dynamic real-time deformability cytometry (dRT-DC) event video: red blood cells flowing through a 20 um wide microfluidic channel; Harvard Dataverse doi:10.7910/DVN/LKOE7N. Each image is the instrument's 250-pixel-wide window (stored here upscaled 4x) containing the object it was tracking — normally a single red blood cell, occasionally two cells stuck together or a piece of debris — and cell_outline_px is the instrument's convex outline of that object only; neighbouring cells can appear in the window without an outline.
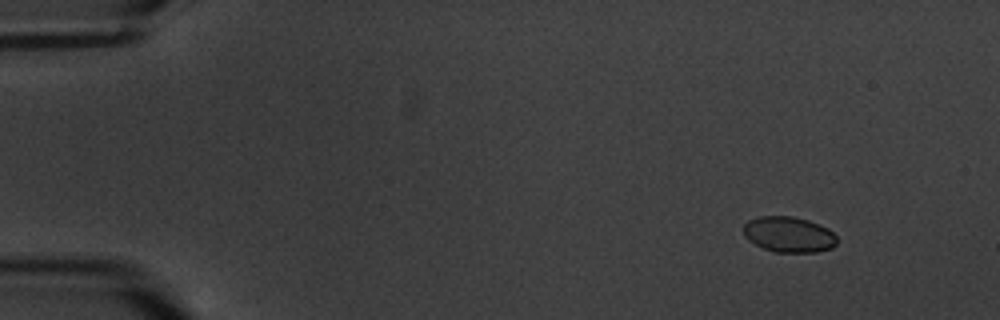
{"species": "common noctule bat (a hibernating species)", "species_latin": "Nyctalus noctula", "temperature_condition": "warm", "stored_images_in_passage": 7, "camera_frame_rate_fps": 3000, "um_per_image_px": 0.085, "animal": {"sex": "male", "body_mass_g": 20.1, "forearm_length_mm": 53.5}, "frame": {"image": 1, "passage_image": 2, "time_ms": 1.333, "image_size_px": [1000, 320], "cell_outline_px": [[836, 244], [832, 248], [816, 252], [776, 252], [764, 248], [748, 240], [744, 236], [744, 224], [748, 220], [760, 216], [792, 216], [808, 220], [820, 224], [828, 228], [836, 236]], "centroid_in_image_um": [67.05, 19.92], "position_along_channel_um": 17.9, "area_um2": 19.42}}
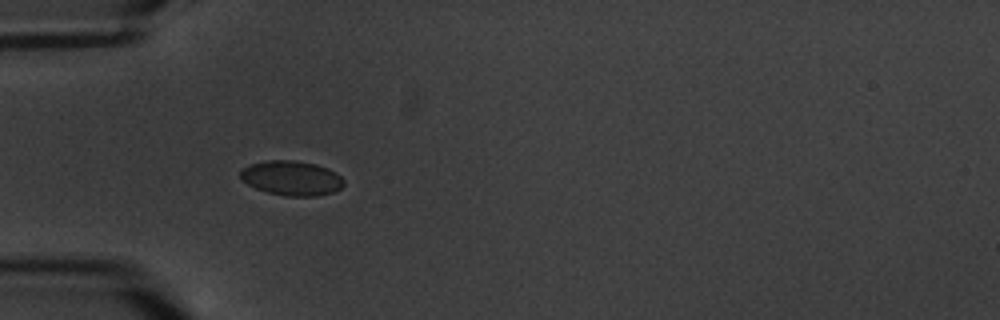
{"frame": {"image": 2, "passage_image": 5, "time_ms": 5.667, "image_size_px": [1000, 320], "cell_outline_px": [[344, 184], [340, 188], [332, 192], [316, 196], [284, 196], [268, 192], [256, 188], [248, 184], [240, 176], [240, 172], [244, 168], [252, 164], [268, 160], [292, 160], [316, 164], [328, 168], [336, 172], [344, 180]], "centroid_in_image_um": [24.81, 15.14], "position_along_channel_um": 60.2, "area_um2": 20.69}}